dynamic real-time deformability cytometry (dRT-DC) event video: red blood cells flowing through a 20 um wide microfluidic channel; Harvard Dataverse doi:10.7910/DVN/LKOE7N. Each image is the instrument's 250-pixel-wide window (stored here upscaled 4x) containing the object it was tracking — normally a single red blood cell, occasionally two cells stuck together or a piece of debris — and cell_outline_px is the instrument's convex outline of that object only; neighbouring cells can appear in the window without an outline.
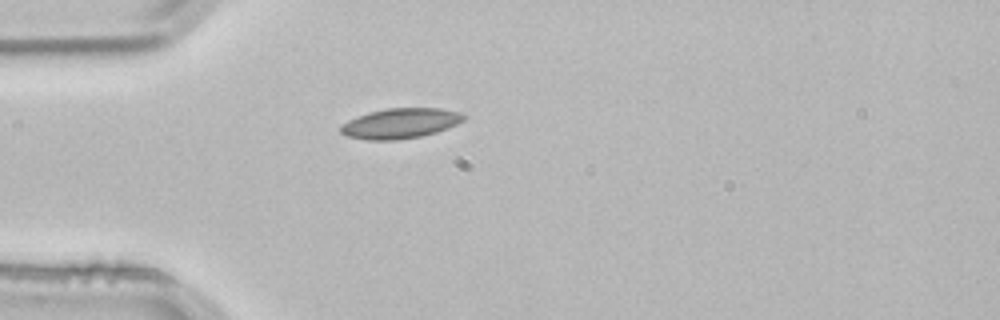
{"species": "common noctule bat (a hibernating species)", "species_latin": "Nyctalus noctula", "temperature_condition": "room temperature", "stored_images_in_passage": 3, "camera_frame_rate_fps": 3000, "um_per_image_px": 0.085, "animal": {"sex": "male", "body_mass_g": 21.5, "forearm_length_mm": 52.0}, "frame": {"image": 1, "passage_image": 3, "time_ms": 0.667, "image_size_px": [1000, 320], "cell_outline_px": [[468, 116], [464, 120], [456, 124], [436, 132], [420, 136], [396, 140], [368, 140], [344, 136], [340, 132], [340, 124], [356, 116], [368, 112], [388, 108], [440, 108], [460, 112]], "centroid_in_image_um": [33.99, 10.48], "position_along_channel_um": 51.0, "area_um2": 21.79}}